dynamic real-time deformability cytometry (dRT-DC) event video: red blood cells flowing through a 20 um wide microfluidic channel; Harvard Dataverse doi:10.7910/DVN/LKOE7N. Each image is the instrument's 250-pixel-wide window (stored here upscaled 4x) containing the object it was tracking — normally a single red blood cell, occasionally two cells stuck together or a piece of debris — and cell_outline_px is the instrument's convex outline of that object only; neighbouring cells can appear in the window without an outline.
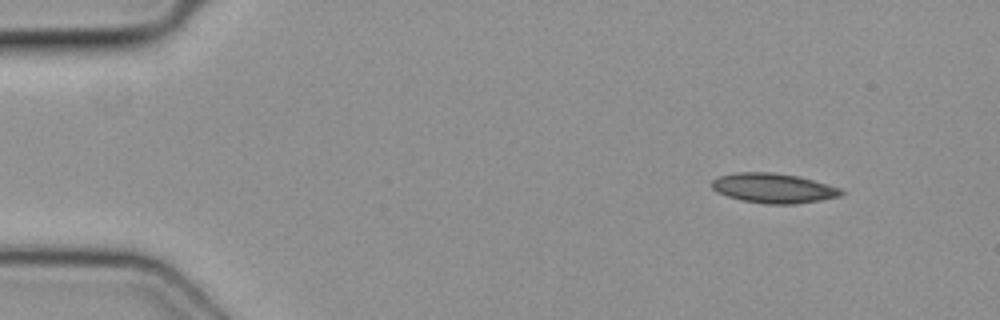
{"species": "common noctule bat (a hibernating species)", "species_latin": "Nyctalus noctula", "temperature_condition": "cold", "stored_images_in_passage": 3, "camera_frame_rate_fps": 3000, "um_per_image_px": 0.085, "animal": {"sex": "female", "body_mass_g": 19.3, "forearm_length_mm": 54.1}, "frame": {"image": 1, "passage_image": 1, "time_ms": 0.0, "image_size_px": [1000, 320], "cell_outline_px": [[844, 192], [840, 196], [820, 200], [796, 204], [764, 204], [744, 200], [728, 196], [716, 192], [712, 188], [712, 180], [716, 176], [736, 172], [772, 172], [800, 176], [840, 188]], "centroid_in_image_um": [65.72, 15.98], "position_along_channel_um": 19.3, "area_um2": 22.48}}
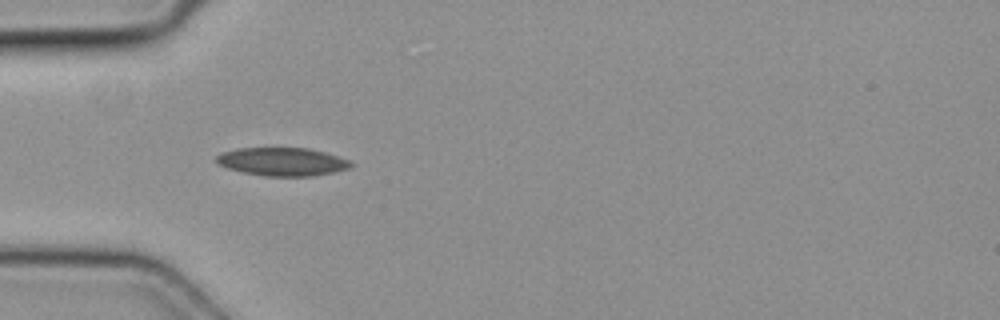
{"frame": {"image": 2, "passage_image": 3, "time_ms": 0.667, "image_size_px": [1000, 320], "cell_outline_px": [[352, 164], [348, 168], [332, 172], [312, 176], [264, 176], [244, 172], [228, 168], [220, 164], [216, 160], [216, 156], [224, 152], [236, 148], [308, 148], [324, 152], [348, 160]], "centroid_in_image_um": [23.97, 13.74], "position_along_channel_um": 61.0, "area_um2": 21.73}}